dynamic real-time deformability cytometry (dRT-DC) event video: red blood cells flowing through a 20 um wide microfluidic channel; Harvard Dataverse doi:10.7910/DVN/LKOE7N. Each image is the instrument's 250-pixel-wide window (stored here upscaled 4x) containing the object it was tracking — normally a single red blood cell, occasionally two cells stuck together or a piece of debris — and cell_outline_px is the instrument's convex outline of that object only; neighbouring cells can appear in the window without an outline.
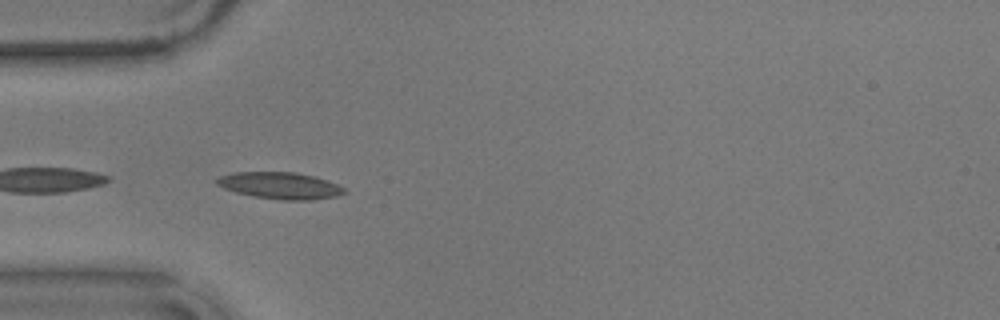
{"species": "common noctule bat (a hibernating species)", "species_latin": "Nyctalus noctula", "temperature_condition": "warm", "stored_images_in_passage": 5, "camera_frame_rate_fps": 3000, "um_per_image_px": 0.085, "animal": {"sex": "male", "body_mass_g": 17.9}, "frame": {"image": 1, "passage_image": 2, "time_ms": 0.333, "image_size_px": [1000, 320], "cell_outline_px": [[348, 192], [336, 196], [312, 200], [280, 200], [252, 196], [236, 192], [224, 188], [216, 184], [216, 180], [220, 176], [236, 172], [296, 172], [312, 176], [336, 184], [344, 188]], "centroid_in_image_um": [23.8, 15.78], "position_along_channel_um": 61.2, "area_um2": 19.71}}